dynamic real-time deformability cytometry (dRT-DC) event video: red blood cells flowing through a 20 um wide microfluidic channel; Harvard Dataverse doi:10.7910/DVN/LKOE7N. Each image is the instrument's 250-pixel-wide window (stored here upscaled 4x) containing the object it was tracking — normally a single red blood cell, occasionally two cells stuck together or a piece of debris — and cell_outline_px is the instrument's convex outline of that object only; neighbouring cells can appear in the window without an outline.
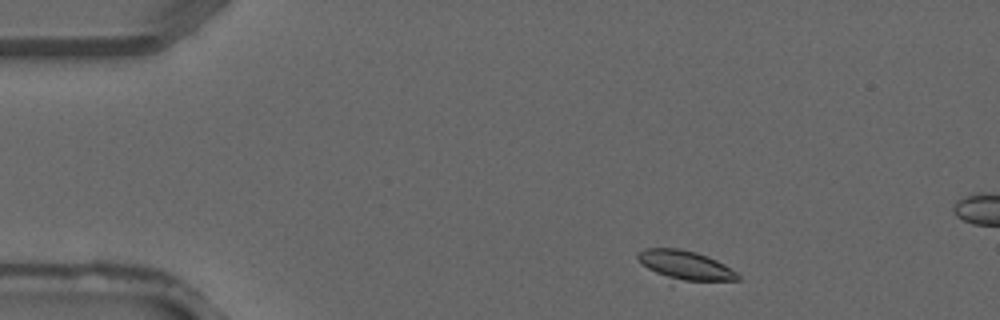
{"species": "common noctule bat (a hibernating species)", "species_latin": "Nyctalus noctula", "temperature_condition": "warm", "stored_images_in_passage": 2, "camera_frame_rate_fps": 3000, "um_per_image_px": 0.085, "animal": {"sex": "male", "forearm_length_mm": 52.5}, "frame": {"image": 1, "passage_image": 1, "time_ms": 0.0, "image_size_px": [1000, 320], "cell_outline_px": [[740, 280], [684, 280], [668, 276], [656, 272], [648, 268], [636, 260], [636, 252], [644, 248], [676, 248], [696, 252], [708, 256], [724, 264], [736, 272], [740, 276]], "centroid_in_image_um": [58.22, 22.5], "position_along_channel_um": 26.8, "area_um2": 16.53}}